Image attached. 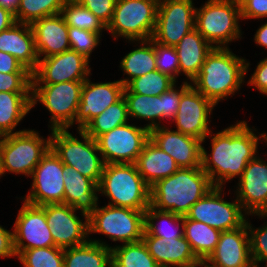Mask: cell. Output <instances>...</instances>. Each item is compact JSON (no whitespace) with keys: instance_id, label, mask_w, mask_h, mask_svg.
Instances as JSON below:
<instances>
[{"instance_id":"cell-27","label":"cell","mask_w":267,"mask_h":267,"mask_svg":"<svg viewBox=\"0 0 267 267\" xmlns=\"http://www.w3.org/2000/svg\"><path fill=\"white\" fill-rule=\"evenodd\" d=\"M179 58L180 75L190 82L198 75L207 55L214 48L194 28L175 45Z\"/></svg>"},{"instance_id":"cell-18","label":"cell","mask_w":267,"mask_h":267,"mask_svg":"<svg viewBox=\"0 0 267 267\" xmlns=\"http://www.w3.org/2000/svg\"><path fill=\"white\" fill-rule=\"evenodd\" d=\"M22 202L12 229L16 256L27 249L55 246L45 211L40 206Z\"/></svg>"},{"instance_id":"cell-1","label":"cell","mask_w":267,"mask_h":267,"mask_svg":"<svg viewBox=\"0 0 267 267\" xmlns=\"http://www.w3.org/2000/svg\"><path fill=\"white\" fill-rule=\"evenodd\" d=\"M247 122L239 120L216 133L211 131L202 141L201 168L216 187L225 189L227 182L240 178L248 162L259 154L264 132L257 134L258 129ZM206 138H211V151L203 145Z\"/></svg>"},{"instance_id":"cell-23","label":"cell","mask_w":267,"mask_h":267,"mask_svg":"<svg viewBox=\"0 0 267 267\" xmlns=\"http://www.w3.org/2000/svg\"><path fill=\"white\" fill-rule=\"evenodd\" d=\"M31 27L39 59L70 49L68 25L61 13L38 19Z\"/></svg>"},{"instance_id":"cell-56","label":"cell","mask_w":267,"mask_h":267,"mask_svg":"<svg viewBox=\"0 0 267 267\" xmlns=\"http://www.w3.org/2000/svg\"><path fill=\"white\" fill-rule=\"evenodd\" d=\"M187 267H201V260H199L196 264Z\"/></svg>"},{"instance_id":"cell-26","label":"cell","mask_w":267,"mask_h":267,"mask_svg":"<svg viewBox=\"0 0 267 267\" xmlns=\"http://www.w3.org/2000/svg\"><path fill=\"white\" fill-rule=\"evenodd\" d=\"M0 51L14 56L31 73L37 68L39 57L30 24L16 22L1 31Z\"/></svg>"},{"instance_id":"cell-41","label":"cell","mask_w":267,"mask_h":267,"mask_svg":"<svg viewBox=\"0 0 267 267\" xmlns=\"http://www.w3.org/2000/svg\"><path fill=\"white\" fill-rule=\"evenodd\" d=\"M252 216H258L261 220L267 219V213L252 214ZM246 223L250 239L251 259L254 267H259L261 263L267 261V220L264 221V225L261 224L259 227L253 226L248 217Z\"/></svg>"},{"instance_id":"cell-55","label":"cell","mask_w":267,"mask_h":267,"mask_svg":"<svg viewBox=\"0 0 267 267\" xmlns=\"http://www.w3.org/2000/svg\"><path fill=\"white\" fill-rule=\"evenodd\" d=\"M152 1L155 2L157 5H159V4L167 2L169 0H152Z\"/></svg>"},{"instance_id":"cell-51","label":"cell","mask_w":267,"mask_h":267,"mask_svg":"<svg viewBox=\"0 0 267 267\" xmlns=\"http://www.w3.org/2000/svg\"><path fill=\"white\" fill-rule=\"evenodd\" d=\"M16 23L14 13L0 6V32Z\"/></svg>"},{"instance_id":"cell-2","label":"cell","mask_w":267,"mask_h":267,"mask_svg":"<svg viewBox=\"0 0 267 267\" xmlns=\"http://www.w3.org/2000/svg\"><path fill=\"white\" fill-rule=\"evenodd\" d=\"M250 61L229 47H214L191 85L215 106L239 93L250 70Z\"/></svg>"},{"instance_id":"cell-30","label":"cell","mask_w":267,"mask_h":267,"mask_svg":"<svg viewBox=\"0 0 267 267\" xmlns=\"http://www.w3.org/2000/svg\"><path fill=\"white\" fill-rule=\"evenodd\" d=\"M31 109V92H0V137L27 130L15 131Z\"/></svg>"},{"instance_id":"cell-43","label":"cell","mask_w":267,"mask_h":267,"mask_svg":"<svg viewBox=\"0 0 267 267\" xmlns=\"http://www.w3.org/2000/svg\"><path fill=\"white\" fill-rule=\"evenodd\" d=\"M155 63L159 72L169 75L178 82L180 70L175 46H165L155 42Z\"/></svg>"},{"instance_id":"cell-39","label":"cell","mask_w":267,"mask_h":267,"mask_svg":"<svg viewBox=\"0 0 267 267\" xmlns=\"http://www.w3.org/2000/svg\"><path fill=\"white\" fill-rule=\"evenodd\" d=\"M61 14L68 26L97 32L101 37L102 32L107 31L101 20L75 0H66Z\"/></svg>"},{"instance_id":"cell-13","label":"cell","mask_w":267,"mask_h":267,"mask_svg":"<svg viewBox=\"0 0 267 267\" xmlns=\"http://www.w3.org/2000/svg\"><path fill=\"white\" fill-rule=\"evenodd\" d=\"M150 139V131L135 123L116 127L97 137L96 143L105 164L135 163L145 143Z\"/></svg>"},{"instance_id":"cell-40","label":"cell","mask_w":267,"mask_h":267,"mask_svg":"<svg viewBox=\"0 0 267 267\" xmlns=\"http://www.w3.org/2000/svg\"><path fill=\"white\" fill-rule=\"evenodd\" d=\"M16 259L23 267H63L64 249L52 246L21 251Z\"/></svg>"},{"instance_id":"cell-53","label":"cell","mask_w":267,"mask_h":267,"mask_svg":"<svg viewBox=\"0 0 267 267\" xmlns=\"http://www.w3.org/2000/svg\"><path fill=\"white\" fill-rule=\"evenodd\" d=\"M20 0H0V6H2L5 9L10 10L15 14L18 6H19Z\"/></svg>"},{"instance_id":"cell-28","label":"cell","mask_w":267,"mask_h":267,"mask_svg":"<svg viewBox=\"0 0 267 267\" xmlns=\"http://www.w3.org/2000/svg\"><path fill=\"white\" fill-rule=\"evenodd\" d=\"M135 164L139 174L149 187L179 169L174 159L150 139L145 143Z\"/></svg>"},{"instance_id":"cell-37","label":"cell","mask_w":267,"mask_h":267,"mask_svg":"<svg viewBox=\"0 0 267 267\" xmlns=\"http://www.w3.org/2000/svg\"><path fill=\"white\" fill-rule=\"evenodd\" d=\"M66 0H20L14 14L16 22L32 24L43 17L60 14Z\"/></svg>"},{"instance_id":"cell-31","label":"cell","mask_w":267,"mask_h":267,"mask_svg":"<svg viewBox=\"0 0 267 267\" xmlns=\"http://www.w3.org/2000/svg\"><path fill=\"white\" fill-rule=\"evenodd\" d=\"M137 47L128 52L120 61V66L125 78L119 81L126 86L131 80L143 76L148 72L157 70L155 63V41L149 40L128 41ZM140 44V45H139Z\"/></svg>"},{"instance_id":"cell-7","label":"cell","mask_w":267,"mask_h":267,"mask_svg":"<svg viewBox=\"0 0 267 267\" xmlns=\"http://www.w3.org/2000/svg\"><path fill=\"white\" fill-rule=\"evenodd\" d=\"M50 136L43 137L35 129L0 137V168L6 173L30 178L34 168L51 148Z\"/></svg>"},{"instance_id":"cell-3","label":"cell","mask_w":267,"mask_h":267,"mask_svg":"<svg viewBox=\"0 0 267 267\" xmlns=\"http://www.w3.org/2000/svg\"><path fill=\"white\" fill-rule=\"evenodd\" d=\"M212 187L201 167L179 168L150 187V206L185 216Z\"/></svg>"},{"instance_id":"cell-38","label":"cell","mask_w":267,"mask_h":267,"mask_svg":"<svg viewBox=\"0 0 267 267\" xmlns=\"http://www.w3.org/2000/svg\"><path fill=\"white\" fill-rule=\"evenodd\" d=\"M175 84L177 82L169 75L155 70L131 80L125 86L123 93L157 96L168 91Z\"/></svg>"},{"instance_id":"cell-42","label":"cell","mask_w":267,"mask_h":267,"mask_svg":"<svg viewBox=\"0 0 267 267\" xmlns=\"http://www.w3.org/2000/svg\"><path fill=\"white\" fill-rule=\"evenodd\" d=\"M68 39L70 49L90 61L92 52L100 46L102 38L97 32L68 26Z\"/></svg>"},{"instance_id":"cell-34","label":"cell","mask_w":267,"mask_h":267,"mask_svg":"<svg viewBox=\"0 0 267 267\" xmlns=\"http://www.w3.org/2000/svg\"><path fill=\"white\" fill-rule=\"evenodd\" d=\"M144 230L151 236L165 238V240L182 237L184 236L183 216L149 206L145 210Z\"/></svg>"},{"instance_id":"cell-24","label":"cell","mask_w":267,"mask_h":267,"mask_svg":"<svg viewBox=\"0 0 267 267\" xmlns=\"http://www.w3.org/2000/svg\"><path fill=\"white\" fill-rule=\"evenodd\" d=\"M142 240L159 267H187L199 261L184 236L165 240L144 230Z\"/></svg>"},{"instance_id":"cell-17","label":"cell","mask_w":267,"mask_h":267,"mask_svg":"<svg viewBox=\"0 0 267 267\" xmlns=\"http://www.w3.org/2000/svg\"><path fill=\"white\" fill-rule=\"evenodd\" d=\"M215 107L209 99L190 85L181 94L179 108L172 121L175 123V130L204 141L205 137L214 131L209 126L212 119L210 116Z\"/></svg>"},{"instance_id":"cell-11","label":"cell","mask_w":267,"mask_h":267,"mask_svg":"<svg viewBox=\"0 0 267 267\" xmlns=\"http://www.w3.org/2000/svg\"><path fill=\"white\" fill-rule=\"evenodd\" d=\"M224 195L223 187H212L189 209L185 217L203 222L220 231L241 227L249 215L243 210L236 197L233 201H227L223 198Z\"/></svg>"},{"instance_id":"cell-16","label":"cell","mask_w":267,"mask_h":267,"mask_svg":"<svg viewBox=\"0 0 267 267\" xmlns=\"http://www.w3.org/2000/svg\"><path fill=\"white\" fill-rule=\"evenodd\" d=\"M90 62L72 49L41 58L32 73V84L85 81L92 74Z\"/></svg>"},{"instance_id":"cell-36","label":"cell","mask_w":267,"mask_h":267,"mask_svg":"<svg viewBox=\"0 0 267 267\" xmlns=\"http://www.w3.org/2000/svg\"><path fill=\"white\" fill-rule=\"evenodd\" d=\"M112 267H159L143 240L112 246Z\"/></svg>"},{"instance_id":"cell-48","label":"cell","mask_w":267,"mask_h":267,"mask_svg":"<svg viewBox=\"0 0 267 267\" xmlns=\"http://www.w3.org/2000/svg\"><path fill=\"white\" fill-rule=\"evenodd\" d=\"M252 75V76H251ZM250 78L247 85L258 90L259 94L267 96V57L261 59Z\"/></svg>"},{"instance_id":"cell-12","label":"cell","mask_w":267,"mask_h":267,"mask_svg":"<svg viewBox=\"0 0 267 267\" xmlns=\"http://www.w3.org/2000/svg\"><path fill=\"white\" fill-rule=\"evenodd\" d=\"M64 172L65 165L50 148L30 175V191L20 199L34 206L64 203Z\"/></svg>"},{"instance_id":"cell-50","label":"cell","mask_w":267,"mask_h":267,"mask_svg":"<svg viewBox=\"0 0 267 267\" xmlns=\"http://www.w3.org/2000/svg\"><path fill=\"white\" fill-rule=\"evenodd\" d=\"M16 257L13 245V231L0 225V258Z\"/></svg>"},{"instance_id":"cell-59","label":"cell","mask_w":267,"mask_h":267,"mask_svg":"<svg viewBox=\"0 0 267 267\" xmlns=\"http://www.w3.org/2000/svg\"><path fill=\"white\" fill-rule=\"evenodd\" d=\"M236 1L238 4H240L243 0H234Z\"/></svg>"},{"instance_id":"cell-10","label":"cell","mask_w":267,"mask_h":267,"mask_svg":"<svg viewBox=\"0 0 267 267\" xmlns=\"http://www.w3.org/2000/svg\"><path fill=\"white\" fill-rule=\"evenodd\" d=\"M158 5L152 0H116L107 32L114 40H149L152 38L157 18Z\"/></svg>"},{"instance_id":"cell-25","label":"cell","mask_w":267,"mask_h":267,"mask_svg":"<svg viewBox=\"0 0 267 267\" xmlns=\"http://www.w3.org/2000/svg\"><path fill=\"white\" fill-rule=\"evenodd\" d=\"M64 175V204L89 216L98 207L99 186L70 166H65Z\"/></svg>"},{"instance_id":"cell-49","label":"cell","mask_w":267,"mask_h":267,"mask_svg":"<svg viewBox=\"0 0 267 267\" xmlns=\"http://www.w3.org/2000/svg\"><path fill=\"white\" fill-rule=\"evenodd\" d=\"M1 73H31L14 56L0 51Z\"/></svg>"},{"instance_id":"cell-57","label":"cell","mask_w":267,"mask_h":267,"mask_svg":"<svg viewBox=\"0 0 267 267\" xmlns=\"http://www.w3.org/2000/svg\"><path fill=\"white\" fill-rule=\"evenodd\" d=\"M264 143L267 145V132H264Z\"/></svg>"},{"instance_id":"cell-8","label":"cell","mask_w":267,"mask_h":267,"mask_svg":"<svg viewBox=\"0 0 267 267\" xmlns=\"http://www.w3.org/2000/svg\"><path fill=\"white\" fill-rule=\"evenodd\" d=\"M145 210H133L113 205L99 206L88 216L89 237L105 235L112 242L122 244L142 240Z\"/></svg>"},{"instance_id":"cell-58","label":"cell","mask_w":267,"mask_h":267,"mask_svg":"<svg viewBox=\"0 0 267 267\" xmlns=\"http://www.w3.org/2000/svg\"><path fill=\"white\" fill-rule=\"evenodd\" d=\"M265 263V264H264ZM264 266L263 267H267V261L263 262ZM259 267H262L261 265Z\"/></svg>"},{"instance_id":"cell-9","label":"cell","mask_w":267,"mask_h":267,"mask_svg":"<svg viewBox=\"0 0 267 267\" xmlns=\"http://www.w3.org/2000/svg\"><path fill=\"white\" fill-rule=\"evenodd\" d=\"M84 81L32 84V109L41 103L50 113L48 127L71 129L78 110Z\"/></svg>"},{"instance_id":"cell-44","label":"cell","mask_w":267,"mask_h":267,"mask_svg":"<svg viewBox=\"0 0 267 267\" xmlns=\"http://www.w3.org/2000/svg\"><path fill=\"white\" fill-rule=\"evenodd\" d=\"M32 73H1L0 92H31Z\"/></svg>"},{"instance_id":"cell-32","label":"cell","mask_w":267,"mask_h":267,"mask_svg":"<svg viewBox=\"0 0 267 267\" xmlns=\"http://www.w3.org/2000/svg\"><path fill=\"white\" fill-rule=\"evenodd\" d=\"M184 237L198 260H207L218 244L221 231L183 216Z\"/></svg>"},{"instance_id":"cell-5","label":"cell","mask_w":267,"mask_h":267,"mask_svg":"<svg viewBox=\"0 0 267 267\" xmlns=\"http://www.w3.org/2000/svg\"><path fill=\"white\" fill-rule=\"evenodd\" d=\"M76 130L80 138L68 129L50 130L51 149L65 166L75 168L98 185L105 166L102 155L95 139L82 129Z\"/></svg>"},{"instance_id":"cell-29","label":"cell","mask_w":267,"mask_h":267,"mask_svg":"<svg viewBox=\"0 0 267 267\" xmlns=\"http://www.w3.org/2000/svg\"><path fill=\"white\" fill-rule=\"evenodd\" d=\"M112 246L89 238L83 245L64 249L63 267H112Z\"/></svg>"},{"instance_id":"cell-21","label":"cell","mask_w":267,"mask_h":267,"mask_svg":"<svg viewBox=\"0 0 267 267\" xmlns=\"http://www.w3.org/2000/svg\"><path fill=\"white\" fill-rule=\"evenodd\" d=\"M150 140L169 154L179 168L201 167L202 141L162 125L150 130Z\"/></svg>"},{"instance_id":"cell-35","label":"cell","mask_w":267,"mask_h":267,"mask_svg":"<svg viewBox=\"0 0 267 267\" xmlns=\"http://www.w3.org/2000/svg\"><path fill=\"white\" fill-rule=\"evenodd\" d=\"M128 119L127 102L122 97L115 104L110 105L101 114L93 118L82 130L88 136L96 139L100 135L132 121Z\"/></svg>"},{"instance_id":"cell-46","label":"cell","mask_w":267,"mask_h":267,"mask_svg":"<svg viewBox=\"0 0 267 267\" xmlns=\"http://www.w3.org/2000/svg\"><path fill=\"white\" fill-rule=\"evenodd\" d=\"M78 4L90 10L104 25L111 22L116 0H75Z\"/></svg>"},{"instance_id":"cell-6","label":"cell","mask_w":267,"mask_h":267,"mask_svg":"<svg viewBox=\"0 0 267 267\" xmlns=\"http://www.w3.org/2000/svg\"><path fill=\"white\" fill-rule=\"evenodd\" d=\"M240 4L234 0H207L195 12V29L213 47H229L241 40Z\"/></svg>"},{"instance_id":"cell-20","label":"cell","mask_w":267,"mask_h":267,"mask_svg":"<svg viewBox=\"0 0 267 267\" xmlns=\"http://www.w3.org/2000/svg\"><path fill=\"white\" fill-rule=\"evenodd\" d=\"M89 76L83 83L81 98L74 120L77 129H83L93 118L123 97L125 86L119 81L92 82Z\"/></svg>"},{"instance_id":"cell-54","label":"cell","mask_w":267,"mask_h":267,"mask_svg":"<svg viewBox=\"0 0 267 267\" xmlns=\"http://www.w3.org/2000/svg\"><path fill=\"white\" fill-rule=\"evenodd\" d=\"M201 267H215L206 260H201Z\"/></svg>"},{"instance_id":"cell-4","label":"cell","mask_w":267,"mask_h":267,"mask_svg":"<svg viewBox=\"0 0 267 267\" xmlns=\"http://www.w3.org/2000/svg\"><path fill=\"white\" fill-rule=\"evenodd\" d=\"M98 186L100 196H106L109 205L133 210L150 206V187L135 163L105 164Z\"/></svg>"},{"instance_id":"cell-52","label":"cell","mask_w":267,"mask_h":267,"mask_svg":"<svg viewBox=\"0 0 267 267\" xmlns=\"http://www.w3.org/2000/svg\"><path fill=\"white\" fill-rule=\"evenodd\" d=\"M254 42L256 45L261 46L264 49H267V22H264L259 28L256 30L254 38Z\"/></svg>"},{"instance_id":"cell-14","label":"cell","mask_w":267,"mask_h":267,"mask_svg":"<svg viewBox=\"0 0 267 267\" xmlns=\"http://www.w3.org/2000/svg\"><path fill=\"white\" fill-rule=\"evenodd\" d=\"M193 0H169L158 5L152 39L161 45L175 46L195 28Z\"/></svg>"},{"instance_id":"cell-15","label":"cell","mask_w":267,"mask_h":267,"mask_svg":"<svg viewBox=\"0 0 267 267\" xmlns=\"http://www.w3.org/2000/svg\"><path fill=\"white\" fill-rule=\"evenodd\" d=\"M40 207L45 211L55 246L65 249L89 241L88 215H82L81 218L76 214L77 210L64 203Z\"/></svg>"},{"instance_id":"cell-19","label":"cell","mask_w":267,"mask_h":267,"mask_svg":"<svg viewBox=\"0 0 267 267\" xmlns=\"http://www.w3.org/2000/svg\"><path fill=\"white\" fill-rule=\"evenodd\" d=\"M234 195L248 214L267 213V161L258 154L244 169Z\"/></svg>"},{"instance_id":"cell-22","label":"cell","mask_w":267,"mask_h":267,"mask_svg":"<svg viewBox=\"0 0 267 267\" xmlns=\"http://www.w3.org/2000/svg\"><path fill=\"white\" fill-rule=\"evenodd\" d=\"M206 261L215 267H254L247 223L221 231L218 244Z\"/></svg>"},{"instance_id":"cell-45","label":"cell","mask_w":267,"mask_h":267,"mask_svg":"<svg viewBox=\"0 0 267 267\" xmlns=\"http://www.w3.org/2000/svg\"><path fill=\"white\" fill-rule=\"evenodd\" d=\"M181 83L182 84L178 88L175 84L168 91L161 94L163 120L170 119L171 122L173 121L179 108L181 94L191 85L190 82L184 79Z\"/></svg>"},{"instance_id":"cell-47","label":"cell","mask_w":267,"mask_h":267,"mask_svg":"<svg viewBox=\"0 0 267 267\" xmlns=\"http://www.w3.org/2000/svg\"><path fill=\"white\" fill-rule=\"evenodd\" d=\"M241 22L267 18V0H243L240 3Z\"/></svg>"},{"instance_id":"cell-33","label":"cell","mask_w":267,"mask_h":267,"mask_svg":"<svg viewBox=\"0 0 267 267\" xmlns=\"http://www.w3.org/2000/svg\"><path fill=\"white\" fill-rule=\"evenodd\" d=\"M123 97L127 102L129 119L148 121L144 126L149 131L164 125L161 124L163 121L161 95L148 96L137 93H123Z\"/></svg>"}]
</instances>
